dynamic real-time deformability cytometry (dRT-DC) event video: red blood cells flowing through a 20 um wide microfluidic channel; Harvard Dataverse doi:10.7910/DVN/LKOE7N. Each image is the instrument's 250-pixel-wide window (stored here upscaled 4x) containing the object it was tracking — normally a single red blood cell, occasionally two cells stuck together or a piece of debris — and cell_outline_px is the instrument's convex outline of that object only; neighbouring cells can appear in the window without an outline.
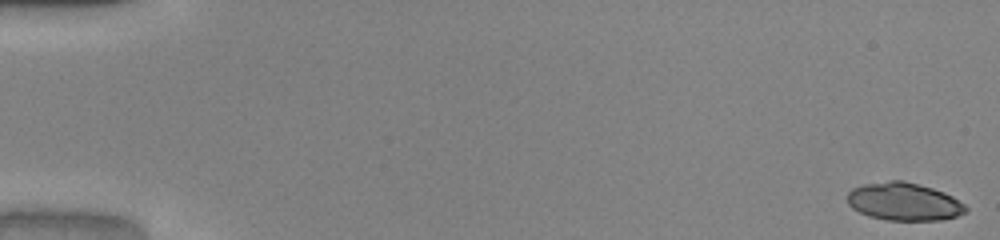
{"species": "common noctule bat (a hibernating species)", "species_latin": "Nyctalus noctula", "temperature_condition": "warm", "stored_images_in_passage": 51, "camera_frame_rate_fps": 3000, "um_per_image_px": 0.085, "animal": {"sex": "male", "body_mass_g": 20.0, "forearm_length_mm": 53.3}, "frame": {"image": 1, "passage_image": 1, "time_ms": 0.0, "image_size_px": [1000, 240], "cell_outline_px": [[968, 212], [956, 216], [940, 220], [888, 220], [868, 216], [852, 208], [848, 204], [848, 192], [852, 188], [864, 184], [888, 180], [904, 180], [932, 188], [944, 192], [952, 196], [964, 204], [968, 208]], "centroid_in_image_um": [76.84, 17.13], "position_along_channel_um": 8.2, "area_um2": 26.18}}
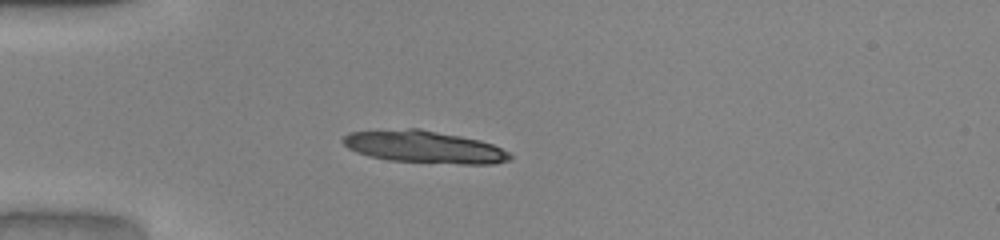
{"frame": {"image": 2, "passage_image": 15, "time_ms": 4.667, "image_size_px": [1000, 240], "cell_outline_px": [[512, 160], [492, 164], [460, 164], [388, 160], [368, 156], [356, 152], [348, 148], [340, 140], [348, 132], [408, 128], [420, 128], [480, 140], [492, 144], [508, 152], [512, 156]], "centroid_in_image_um": [36.04, 12.49], "position_along_channel_um": 49.0, "area_um2": 31.5}}